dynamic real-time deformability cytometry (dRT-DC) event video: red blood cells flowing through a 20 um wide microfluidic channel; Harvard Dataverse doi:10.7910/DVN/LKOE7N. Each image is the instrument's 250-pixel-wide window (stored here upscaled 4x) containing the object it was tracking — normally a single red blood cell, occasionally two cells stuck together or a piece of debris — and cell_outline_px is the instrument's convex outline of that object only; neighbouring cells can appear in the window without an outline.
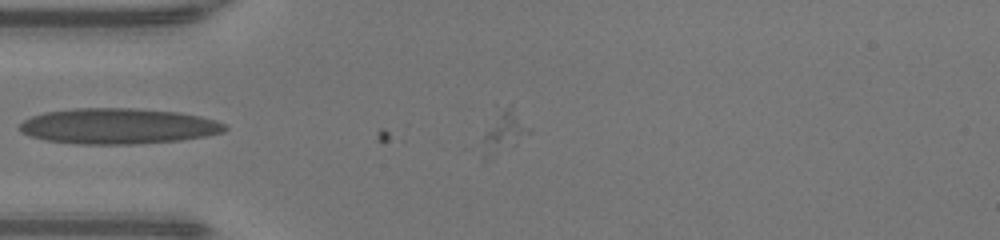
{"species": "human", "species_latin": "Homo sapiens", "temperature_condition": "warm", "stored_images_in_passage": 17, "camera_frame_rate_fps": 3000, "um_per_image_px": 0.085, "donor": {"sex": "male"}, "frame": {"image": 1, "passage_image": 12, "time_ms": 3.667, "image_size_px": [1000, 240], "cell_outline_px": [[228, 128], [224, 132], [204, 136], [180, 140], [136, 144], [76, 144], [44, 140], [28, 136], [20, 132], [16, 128], [24, 120], [32, 116], [44, 112], [76, 108], [136, 108], [180, 112], [200, 116], [216, 120], [224, 124]], "centroid_in_image_um": [10.01, 10.72], "position_along_channel_um": 75.0, "area_um2": 43.0}}
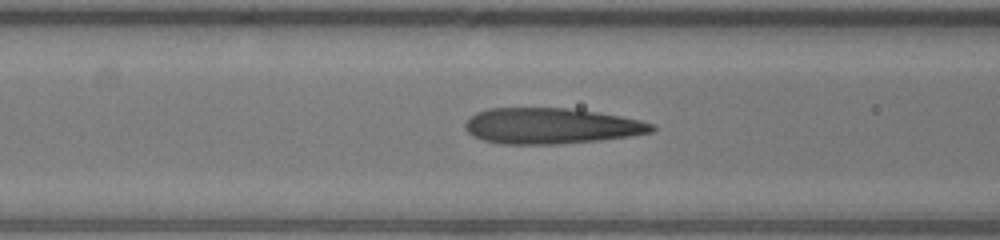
{"frame": {"image": 2, "passage_image": 15, "time_ms": 4.667, "image_size_px": [1000, 240], "cell_outline_px": [[656, 128], [652, 132], [628, 136], [600, 140], [560, 144], [500, 144], [484, 140], [472, 136], [464, 128], [464, 124], [476, 112], [488, 108], [568, 108], [596, 112], [620, 116], [640, 120], [656, 124]], "centroid_in_image_um": [46.83, 10.71], "position_along_channel_um": 119.8, "area_um2": 39.02}}